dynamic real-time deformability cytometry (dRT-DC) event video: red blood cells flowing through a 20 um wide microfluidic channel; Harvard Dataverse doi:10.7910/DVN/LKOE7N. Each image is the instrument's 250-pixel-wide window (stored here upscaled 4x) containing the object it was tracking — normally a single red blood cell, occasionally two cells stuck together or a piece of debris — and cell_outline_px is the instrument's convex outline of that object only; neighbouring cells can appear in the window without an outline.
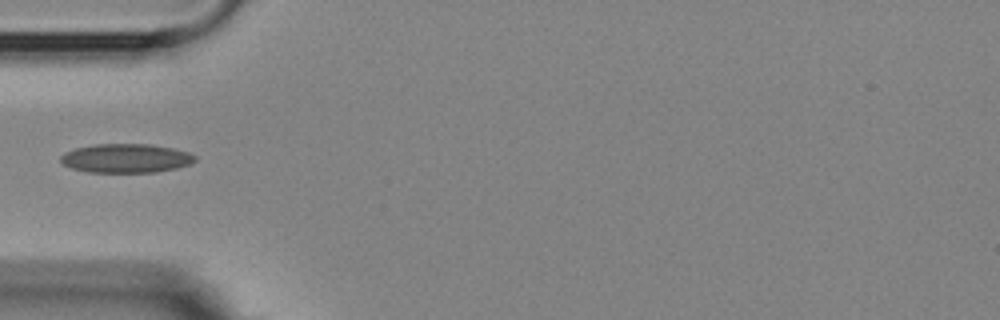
{"species": "Egyptian fruit bat (a non-hibernating species)", "species_latin": "Rousettus aegyptiacus", "temperature_condition": "room temperature", "stored_images_in_passage": 5, "camera_frame_rate_fps": 3000, "um_per_image_px": 0.085, "animal": {"sex": "female"}, "frame": {"image": 1, "passage_image": 5, "time_ms": 5.333, "image_size_px": [1000, 320], "cell_outline_px": [[196, 160], [192, 164], [176, 168], [156, 172], [88, 172], [72, 168], [64, 164], [60, 160], [60, 156], [64, 152], [76, 148], [96, 144], [148, 144], [172, 148], [188, 152], [196, 156]], "centroid_in_image_um": [10.72, 13.45], "position_along_channel_um": 74.3, "area_um2": 22.66}}